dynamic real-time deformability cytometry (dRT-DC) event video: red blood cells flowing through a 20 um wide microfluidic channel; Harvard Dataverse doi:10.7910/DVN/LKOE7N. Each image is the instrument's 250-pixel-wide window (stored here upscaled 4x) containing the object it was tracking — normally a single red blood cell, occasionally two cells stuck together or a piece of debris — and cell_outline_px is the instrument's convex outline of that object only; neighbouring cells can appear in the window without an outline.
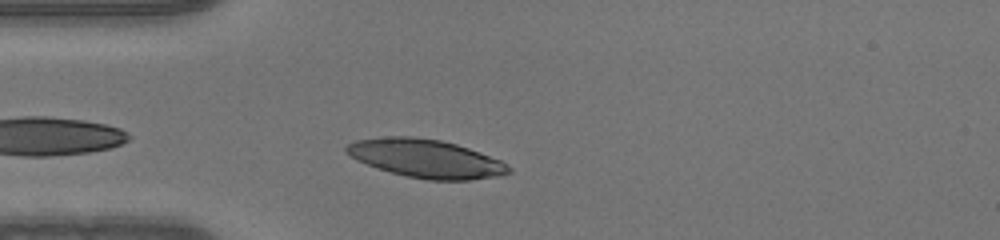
{"species": "human", "species_latin": "Homo sapiens", "temperature_condition": "warm", "stored_images_in_passage": 30, "camera_frame_rate_fps": 3000, "um_per_image_px": 0.085, "donor": {"sex": "male"}, "frame": {"image": 1, "passage_image": 3, "time_ms": 0.667, "image_size_px": [1000, 240], "cell_outline_px": [[512, 172], [500, 176], [468, 180], [428, 180], [404, 176], [356, 160], [344, 152], [344, 148], [348, 144], [356, 140], [384, 136], [412, 136], [440, 140], [456, 144], [468, 148], [500, 160], [508, 164], [512, 168]], "centroid_in_image_um": [36.21, 13.47], "position_along_channel_um": 48.8, "area_um2": 36.3}}
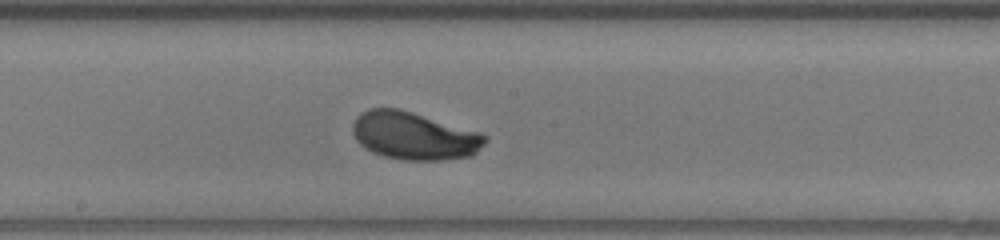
{"frame": {"image": 2, "passage_image": 16, "time_ms": 5.0, "image_size_px": [1000, 240], "cell_outline_px": [[488, 140], [472, 156], [444, 160], [404, 160], [384, 156], [372, 152], [364, 148], [356, 140], [352, 132], [352, 124], [356, 116], [360, 112], [368, 108], [400, 108], [480, 132], [488, 136]], "centroid_in_image_um": [35.18, 11.54], "position_along_channel_um": 213.0, "area_um2": 37.22}}
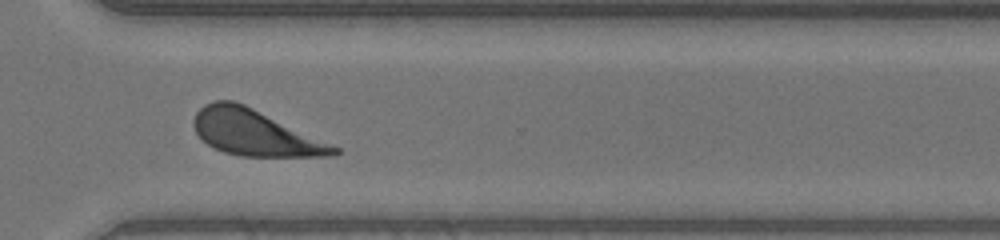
{"frame": {"image": 3, "passage_image": 26, "time_ms": 8.333, "image_size_px": [1000, 240], "cell_outline_px": [[340, 152], [336, 156], [240, 156], [224, 152], [208, 144], [196, 132], [192, 124], [192, 120], [196, 112], [204, 104], [216, 100], [232, 100], [244, 104], [332, 144], [340, 148]], "centroid_in_image_um": [21.65, 11.28], "position_along_channel_um": 348.9, "area_um2": 37.11}}